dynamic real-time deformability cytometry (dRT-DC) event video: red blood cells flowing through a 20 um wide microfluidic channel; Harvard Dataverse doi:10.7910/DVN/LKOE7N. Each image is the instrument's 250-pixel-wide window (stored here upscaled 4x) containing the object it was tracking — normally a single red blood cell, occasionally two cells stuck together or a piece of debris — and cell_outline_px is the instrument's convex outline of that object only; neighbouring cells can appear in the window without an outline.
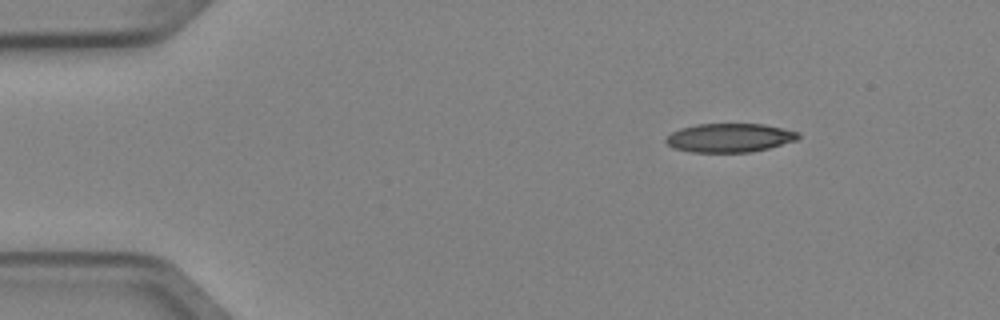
{"species": "Egyptian fruit bat (a non-hibernating species)", "species_latin": "Rousettus aegyptiacus", "temperature_condition": "cold", "stored_images_in_passage": 5, "camera_frame_rate_fps": 3000, "um_per_image_px": 0.085, "animal": {"sex": "female"}, "frame": {"image": 1, "passage_image": 1, "time_ms": 0.0, "image_size_px": [1000, 320], "cell_outline_px": [[800, 136], [796, 140], [768, 148], [752, 152], [692, 152], [672, 148], [664, 140], [672, 132], [680, 128], [696, 124], [764, 124], [800, 132]], "centroid_in_image_um": [62.0, 11.71], "position_along_channel_um": 23.0, "area_um2": 22.2}}
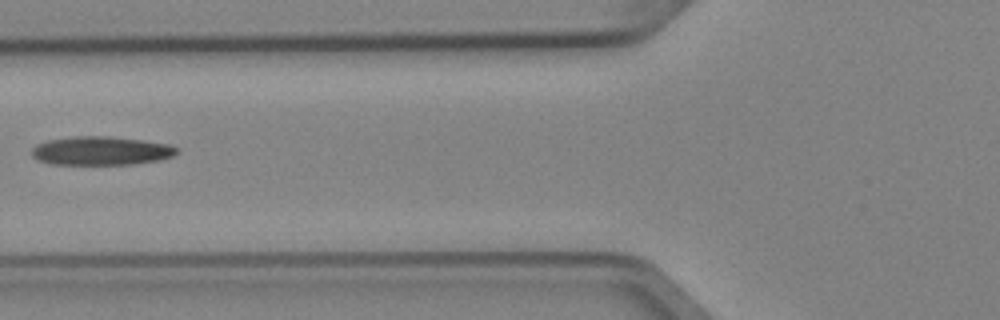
{"frame": {"image": 2, "passage_image": 4, "time_ms": 1.0, "image_size_px": [1000, 320], "cell_outline_px": [[176, 152], [172, 156], [160, 160], [132, 164], [52, 164], [40, 160], [32, 156], [32, 148], [36, 144], [48, 140], [72, 136], [108, 136], [144, 140], [172, 144], [176, 148]], "centroid_in_image_um": [8.59, 12.81], "position_along_channel_um": 117.2, "area_um2": 24.22}}
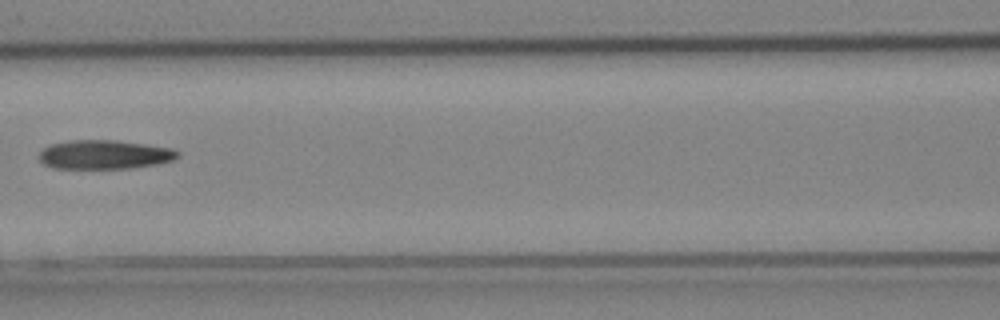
{"frame": {"image": 3, "passage_image": 5, "time_ms": 1.333, "image_size_px": [1000, 320], "cell_outline_px": [[180, 156], [172, 160], [156, 164], [132, 168], [52, 168], [44, 164], [40, 160], [40, 152], [44, 148], [52, 144], [68, 140], [116, 140], [172, 148], [180, 152]], "centroid_in_image_um": [8.89, 13.13], "position_along_channel_um": 157.7, "area_um2": 23.35}}